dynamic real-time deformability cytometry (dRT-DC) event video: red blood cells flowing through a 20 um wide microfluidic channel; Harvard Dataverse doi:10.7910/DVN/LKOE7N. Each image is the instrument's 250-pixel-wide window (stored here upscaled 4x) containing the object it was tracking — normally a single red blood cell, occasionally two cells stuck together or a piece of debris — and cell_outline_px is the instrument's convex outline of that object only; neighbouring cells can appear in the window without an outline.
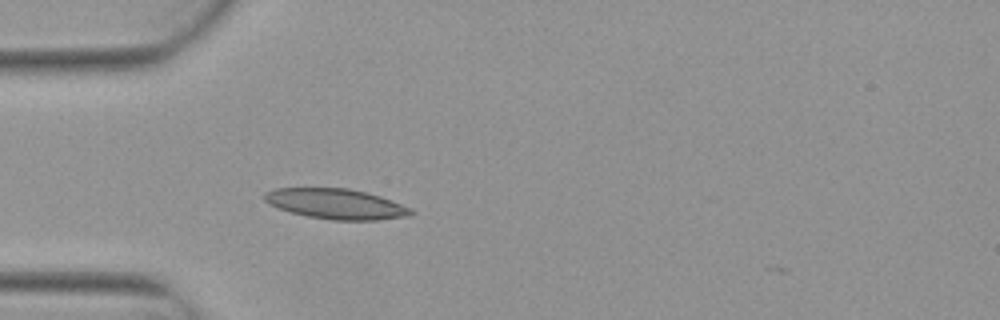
{"species": "Egyptian fruit bat (a non-hibernating species)", "species_latin": "Rousettus aegyptiacus", "temperature_condition": "warm", "stored_images_in_passage": 2, "camera_frame_rate_fps": 3000, "um_per_image_px": 0.085, "animal": {"sex": "female"}, "frame": {"image": 1, "passage_image": 2, "time_ms": 0.333, "image_size_px": [1000, 320], "cell_outline_px": [[412, 212], [408, 216], [376, 220], [332, 220], [308, 216], [276, 208], [268, 204], [264, 200], [264, 192], [276, 188], [348, 188], [380, 196], [412, 208]], "centroid_in_image_um": [28.52, 17.33], "position_along_channel_um": 56.5, "area_um2": 25.72}}